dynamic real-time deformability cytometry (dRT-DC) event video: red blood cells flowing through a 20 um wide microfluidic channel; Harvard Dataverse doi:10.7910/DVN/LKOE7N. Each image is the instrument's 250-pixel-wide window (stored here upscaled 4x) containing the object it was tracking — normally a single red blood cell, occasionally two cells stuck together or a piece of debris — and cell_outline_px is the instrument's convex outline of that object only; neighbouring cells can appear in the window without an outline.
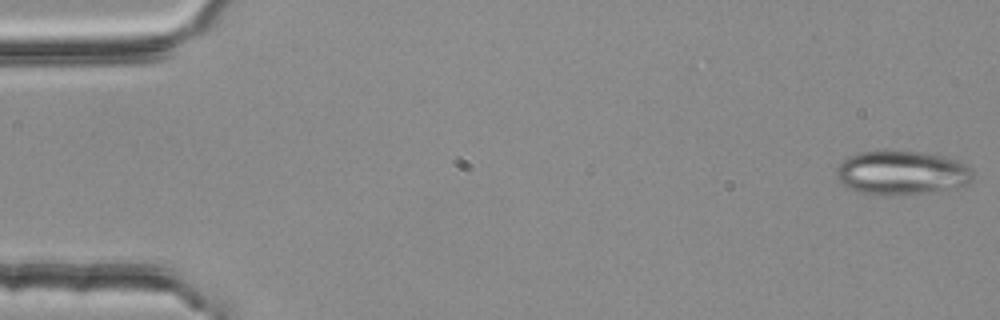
{"species": "common noctule bat (a hibernating species)", "species_latin": "Nyctalus noctula", "temperature_condition": "room temperature", "stored_images_in_passage": 47, "segment_of_instrument_passage": [1, 2], "camera_frame_rate_fps": 3000, "um_per_image_px": 0.085, "animal": {"sex": "female", "body_mass_g": 25.1}, "frame": {"image": 1, "passage_image": 1, "time_ms": 0.0, "image_size_px": [1000, 320], "cell_outline_px": [[972, 180], [968, 184], [956, 188], [888, 196], [876, 196], [856, 192], [848, 188], [836, 176], [836, 172], [840, 164], [848, 156], [856, 152], [920, 152], [940, 156], [956, 160], [968, 164], [972, 168]], "centroid_in_image_um": [76.64, 14.71], "position_along_channel_um": 8.4, "area_um2": 34.85}}